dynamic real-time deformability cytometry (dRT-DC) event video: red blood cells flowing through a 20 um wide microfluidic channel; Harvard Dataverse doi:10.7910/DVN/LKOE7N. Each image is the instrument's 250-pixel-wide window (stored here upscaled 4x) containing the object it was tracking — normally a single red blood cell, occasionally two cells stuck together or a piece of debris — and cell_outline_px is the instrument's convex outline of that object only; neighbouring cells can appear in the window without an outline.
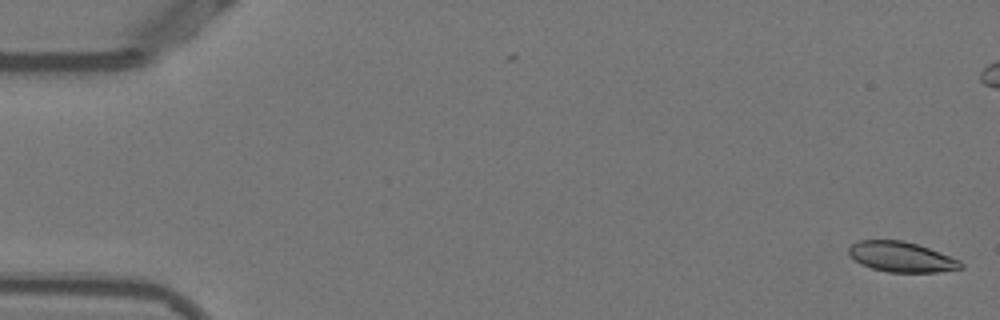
{"species": "Egyptian fruit bat (a non-hibernating species)", "species_latin": "Rousettus aegyptiacus", "temperature_condition": "warm", "stored_images_in_passage": 54, "camera_frame_rate_fps": 3000, "um_per_image_px": 0.085, "animal": {"sex": "female"}, "frame": {"image": 1, "passage_image": 1, "time_ms": 0.0, "image_size_px": [1000, 320], "cell_outline_px": [[964, 268], [936, 272], [888, 272], [872, 268], [860, 264], [848, 252], [848, 248], [856, 240], [904, 240], [940, 252], [960, 260], [964, 264]], "centroid_in_image_um": [76.63, 21.83], "position_along_channel_um": 8.4, "area_um2": 19.71}}
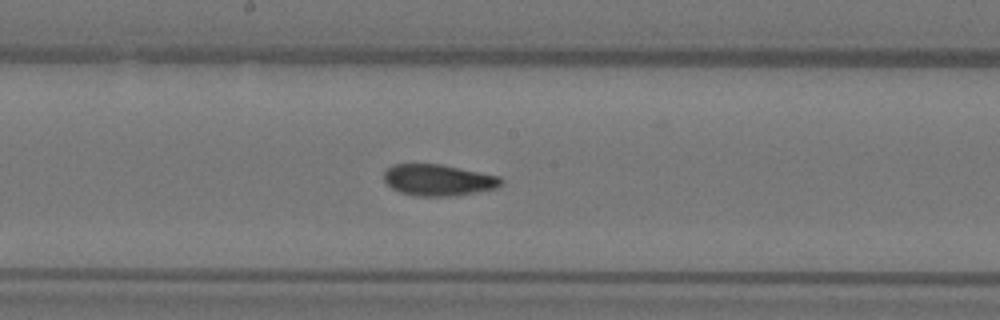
{"frame": {"image": 2, "passage_image": 28, "time_ms": 9.0, "image_size_px": [1000, 320], "cell_outline_px": [[504, 184], [500, 188], [456, 196], [416, 196], [400, 192], [392, 188], [384, 180], [384, 172], [392, 164], [440, 164], [500, 176], [504, 180]], "centroid_in_image_um": [37.32, 15.31], "position_along_channel_um": 210.9, "area_um2": 21.68}}
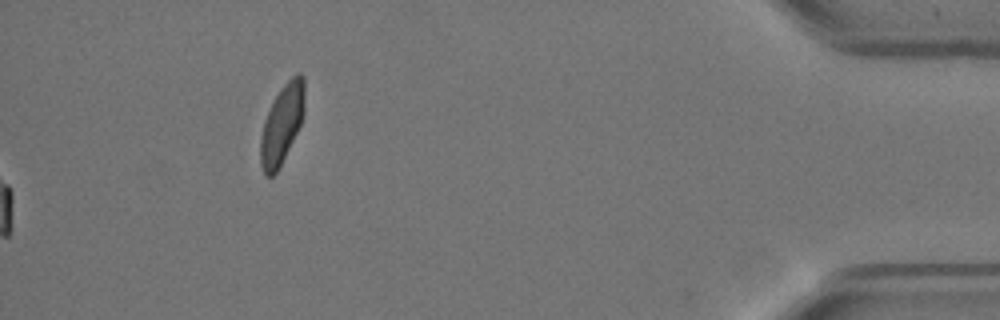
{"frame": {"image": 3, "passage_image": 54, "time_ms": 17.667, "image_size_px": [1000, 320], "cell_outline_px": [[304, 112], [300, 124], [276, 172], [272, 176], [264, 176], [260, 164], [260, 136], [264, 120], [280, 88], [296, 72], [300, 72], [304, 76]], "centroid_in_image_um": [23.95, 10.52], "position_along_channel_um": 411.3, "area_um2": 20.0}, "authors_computed_cell_mechanics": {"area_um2": 21.097, "velocity_mm_per_s": 3.8446, "shape_relaxation_time_tau1_ms": 8.8102, "shape_relaxation_time_tau2_ms": 1.9499, "deformation_change_tau1": 0.2056, "deformation_change_tau2": 0.0701}}